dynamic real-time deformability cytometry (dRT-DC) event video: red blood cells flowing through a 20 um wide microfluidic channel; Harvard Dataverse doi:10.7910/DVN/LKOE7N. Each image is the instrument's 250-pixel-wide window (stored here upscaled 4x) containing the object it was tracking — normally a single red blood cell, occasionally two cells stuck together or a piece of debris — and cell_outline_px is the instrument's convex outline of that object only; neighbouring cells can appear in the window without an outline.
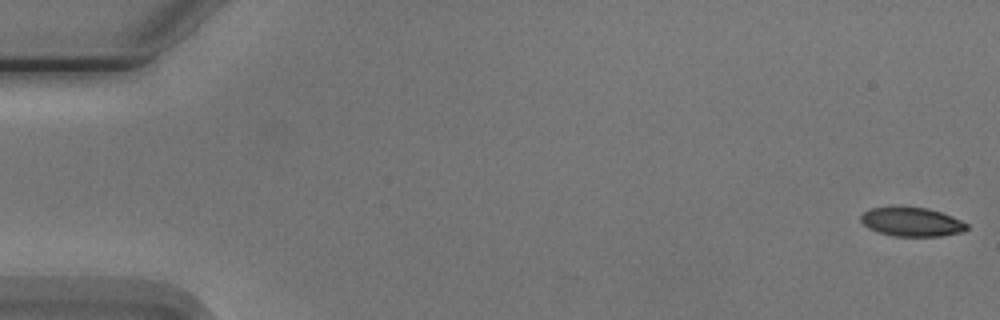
{"species": "Egyptian fruit bat (a non-hibernating species)", "species_latin": "Rousettus aegyptiacus", "temperature_condition": "cold", "stored_images_in_passage": 55, "camera_frame_rate_fps": 3000, "um_per_image_px": 0.085, "animal": {"sex": "male"}, "frame": {"image": 1, "passage_image": 1, "time_ms": 0.0, "image_size_px": [1000, 320], "cell_outline_px": [[968, 228], [964, 232], [940, 236], [892, 236], [868, 228], [860, 220], [860, 216], [864, 212], [872, 208], [928, 208], [952, 216], [968, 224]], "centroid_in_image_um": [77.53, 18.88], "position_along_channel_um": 7.5, "area_um2": 17.57}}
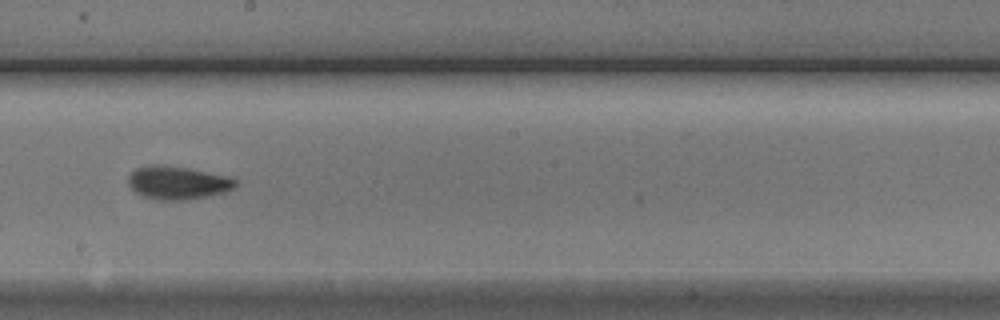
{"frame": {"image": 2, "passage_image": 31, "time_ms": 10.0, "image_size_px": [1000, 320], "cell_outline_px": [[236, 188], [224, 192], [184, 200], [156, 200], [144, 196], [136, 192], [128, 184], [128, 176], [136, 168], [152, 164], [156, 164], [188, 168], [224, 176], [236, 180]], "centroid_in_image_um": [15.06, 15.53], "position_along_channel_um": 233.1, "area_um2": 20.4}}
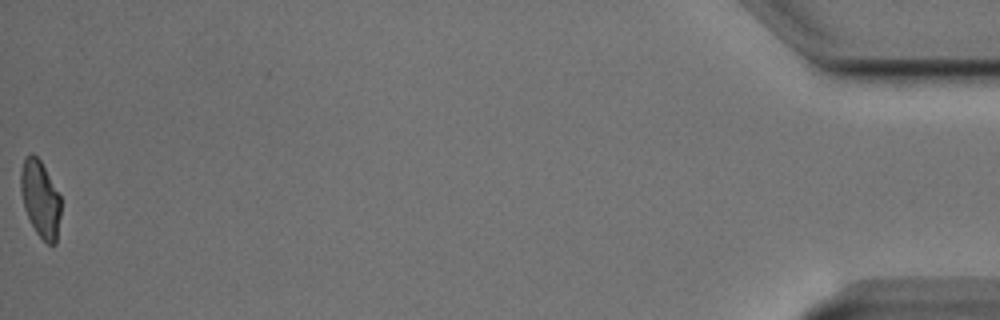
{"frame": {"image": 3, "passage_image": 55, "time_ms": 18.0, "image_size_px": [1000, 320], "cell_outline_px": [[60, 216], [56, 244], [48, 244], [36, 232], [24, 208], [20, 188], [20, 172], [24, 156], [32, 152], [40, 160], [60, 196]], "centroid_in_image_um": [3.41, 16.88], "position_along_channel_um": 431.8, "area_um2": 17.8}, "authors_computed_cell_mechanics": {"area_um2": 19.1896, "velocity_mm_per_s": 3.7409, "shape_relaxation_time_tau1_ms": 2.2963, "shape_relaxation_time_tau2_ms": 2.1465, "deformation_change_tau1": 0.1315, "deformation_change_tau2": 0.0844}}